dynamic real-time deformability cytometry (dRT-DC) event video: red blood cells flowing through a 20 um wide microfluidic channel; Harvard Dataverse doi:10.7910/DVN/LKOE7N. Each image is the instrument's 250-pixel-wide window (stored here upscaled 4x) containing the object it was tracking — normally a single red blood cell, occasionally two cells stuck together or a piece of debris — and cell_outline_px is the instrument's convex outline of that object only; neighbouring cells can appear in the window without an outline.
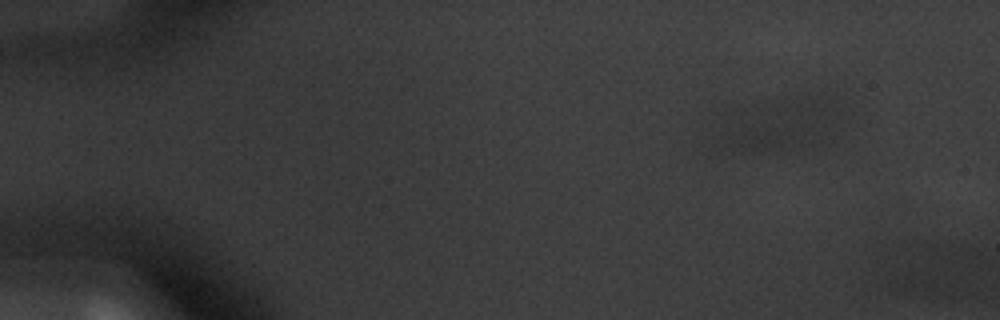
{"species": "common noctule bat (a hibernating species)", "species_latin": "Nyctalus noctula", "temperature_condition": "warm", "stored_images_in_passage": 2, "camera_frame_rate_fps": 3000, "um_per_image_px": 0.085, "animal": {"sex": "male", "body_mass_g": 20.1, "forearm_length_mm": 53.5}, "frame": {"image": 1, "passage_image": 1, "time_ms": 0.0, "image_size_px": [1000, 320], "cell_outline_px": [[824, 100], [816, 132], [808, 140], [768, 148], [720, 152], [720, 148], [728, 136], [732, 132], [784, 100], [804, 92]], "centroid_in_image_um": [66.18, 10.65], "position_along_channel_um": 18.8, "area_um2": 24.8}}